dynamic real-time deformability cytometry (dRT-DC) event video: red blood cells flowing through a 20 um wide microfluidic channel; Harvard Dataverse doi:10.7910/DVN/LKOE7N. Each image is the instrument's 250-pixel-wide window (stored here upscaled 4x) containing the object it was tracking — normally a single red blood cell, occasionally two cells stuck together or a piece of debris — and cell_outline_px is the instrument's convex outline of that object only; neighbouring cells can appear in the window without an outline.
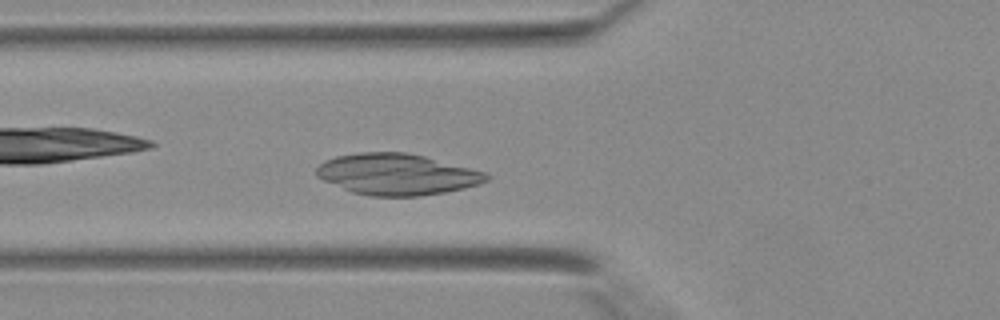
{"species": "Egyptian fruit bat (a non-hibernating species)", "species_latin": "Rousettus aegyptiacus", "temperature_condition": "warm", "stored_images_in_passage": 31, "camera_frame_rate_fps": 3000, "um_per_image_px": 0.085, "animal": {"sex": "female"}, "frame": {"image": 1, "passage_image": 5, "time_ms": 1.333, "image_size_px": [1000, 320], "cell_outline_px": [[488, 180], [480, 184], [464, 188], [444, 192], [420, 196], [372, 196], [352, 192], [324, 180], [316, 176], [316, 168], [324, 160], [336, 156], [360, 152], [404, 152], [424, 156], [484, 172], [488, 176]], "centroid_in_image_um": [33.71, 14.81], "position_along_channel_um": 92.1, "area_um2": 40.46}}
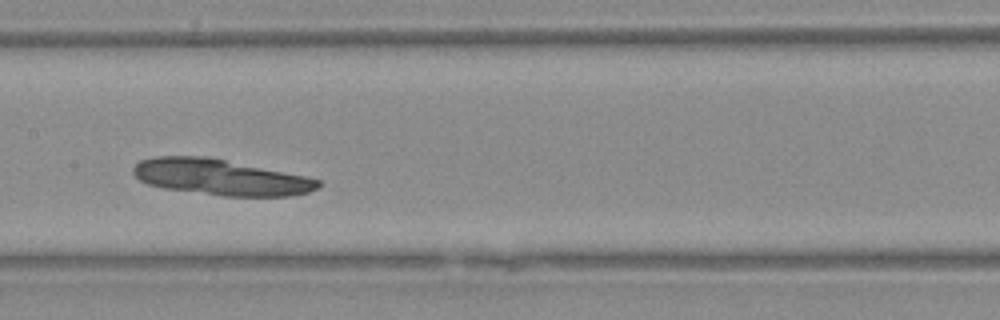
{"frame": {"image": 2, "passage_image": 11, "time_ms": 3.333, "image_size_px": [1000, 320], "cell_outline_px": [[320, 184], [316, 188], [308, 192], [292, 196], [220, 196], [164, 188], [148, 184], [140, 180], [132, 172], [132, 168], [140, 160], [156, 156], [204, 156], [308, 176], [320, 180]], "centroid_in_image_um": [18.74, 15.06], "position_along_channel_um": 188.7, "area_um2": 38.61}}
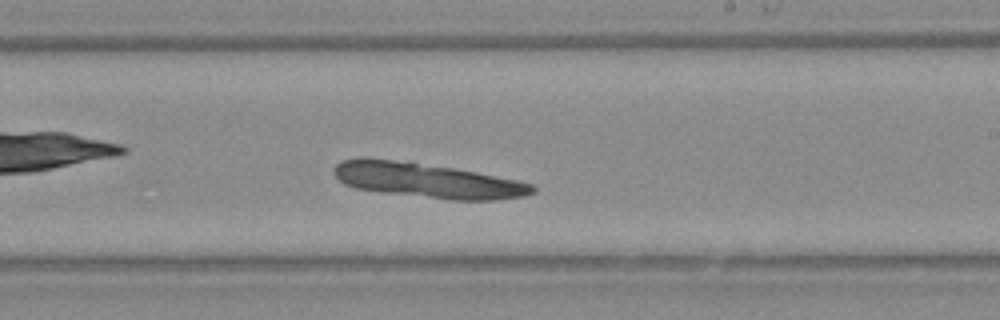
{"frame": {"image": 3, "passage_image": 15, "time_ms": 4.667, "image_size_px": [1000, 320], "cell_outline_px": [[536, 192], [524, 196], [496, 200], [452, 200], [380, 192], [356, 188], [344, 184], [332, 172], [332, 168], [336, 164], [344, 160], [360, 156], [368, 156], [452, 168], [476, 172], [516, 180], [532, 184], [536, 188]], "centroid_in_image_um": [36.26, 15.33], "position_along_channel_um": 252.7, "area_um2": 40.4}}